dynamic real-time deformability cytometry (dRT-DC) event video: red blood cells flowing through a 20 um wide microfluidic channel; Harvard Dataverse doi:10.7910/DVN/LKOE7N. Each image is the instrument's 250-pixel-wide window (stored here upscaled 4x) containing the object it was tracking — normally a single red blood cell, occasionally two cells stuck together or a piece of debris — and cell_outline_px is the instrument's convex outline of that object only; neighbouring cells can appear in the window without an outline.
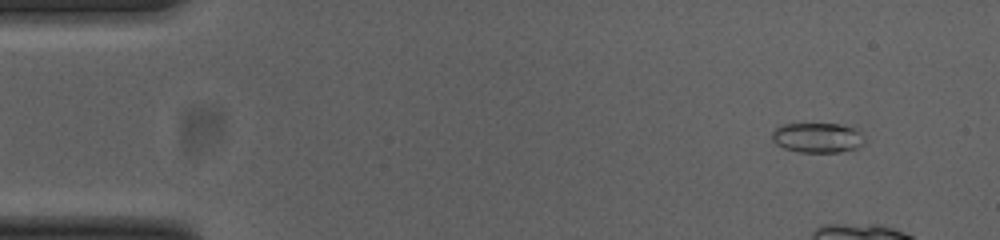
{"species": "common noctule bat (a hibernating species)", "species_latin": "Nyctalus noctula", "temperature_condition": "cold", "stored_images_in_passage": 12, "camera_frame_rate_fps": 3000, "um_per_image_px": 0.085, "animal": {"sex": "female", "body_mass_g": 23.0, "forearm_length_mm": 53.4}, "frame": {"image": 1, "passage_image": 4, "time_ms": 1.0, "image_size_px": [1000, 240], "cell_outline_px": [[864, 144], [856, 148], [840, 152], [800, 152], [784, 148], [776, 144], [772, 140], [772, 132], [776, 128], [784, 124], [840, 124], [856, 128], [860, 132], [864, 140]], "centroid_in_image_um": [69.49, 11.7], "position_along_channel_um": 15.5, "area_um2": 16.13}}